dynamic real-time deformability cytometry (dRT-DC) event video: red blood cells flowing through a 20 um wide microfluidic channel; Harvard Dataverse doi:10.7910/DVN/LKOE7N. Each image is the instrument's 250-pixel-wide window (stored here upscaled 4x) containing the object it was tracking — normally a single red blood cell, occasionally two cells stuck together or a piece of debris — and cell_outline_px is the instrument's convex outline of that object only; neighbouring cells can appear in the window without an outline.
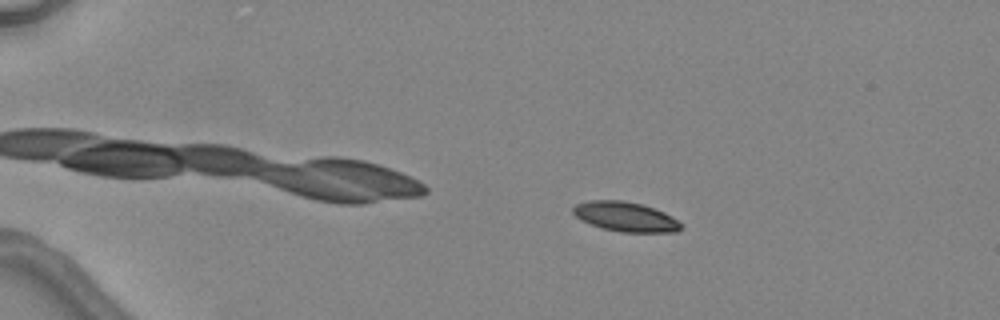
{"species": "common noctule bat (a hibernating species)", "species_latin": "Nyctalus noctula", "temperature_condition": "warm", "stored_images_in_passage": 4, "segment_of_instrument_passage": [1, 2], "camera_frame_rate_fps": 3000, "um_per_image_px": 0.085, "animal": {"sex": "female", "body_mass_g": 24.6, "forearm_length_mm": 56.2}, "frame": {"image": 1, "passage_image": 2, "time_ms": 1.667, "image_size_px": [1000, 320], "cell_outline_px": [[680, 228], [676, 232], [620, 232], [604, 228], [580, 220], [572, 212], [572, 208], [576, 204], [588, 200], [624, 200], [640, 204], [664, 212], [672, 216], [680, 224]], "centroid_in_image_um": [53.12, 18.41], "position_along_channel_um": 31.9, "area_um2": 18.44}}